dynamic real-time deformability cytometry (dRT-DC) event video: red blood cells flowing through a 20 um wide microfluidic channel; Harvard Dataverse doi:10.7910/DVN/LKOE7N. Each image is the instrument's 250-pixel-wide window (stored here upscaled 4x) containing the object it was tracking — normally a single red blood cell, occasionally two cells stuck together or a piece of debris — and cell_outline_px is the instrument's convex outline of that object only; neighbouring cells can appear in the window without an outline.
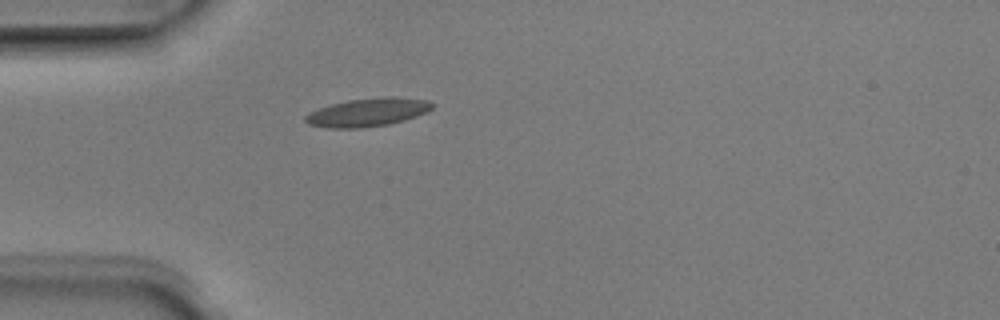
{"species": "Egyptian fruit bat (a non-hibernating species)", "species_latin": "Rousettus aegyptiacus", "temperature_condition": "room temperature", "stored_images_in_passage": 2, "camera_frame_rate_fps": 3000, "um_per_image_px": 0.085, "animal": {"sex": "male"}, "frame": {"image": 1, "passage_image": 2, "time_ms": 0.333, "image_size_px": [1000, 320], "cell_outline_px": [[432, 108], [428, 112], [404, 120], [388, 124], [360, 128], [328, 128], [308, 124], [304, 120], [304, 116], [308, 112], [332, 104], [348, 100], [384, 96], [392, 96], [428, 100], [432, 104]], "centroid_in_image_um": [31.24, 9.54], "position_along_channel_um": 53.8, "area_um2": 20.92}}